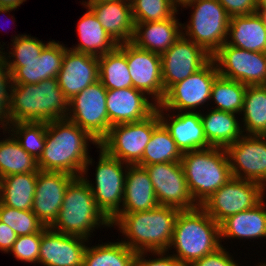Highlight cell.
I'll use <instances>...</instances> for the list:
<instances>
[{
	"instance_id": "obj_6",
	"label": "cell",
	"mask_w": 266,
	"mask_h": 266,
	"mask_svg": "<svg viewBox=\"0 0 266 266\" xmlns=\"http://www.w3.org/2000/svg\"><path fill=\"white\" fill-rule=\"evenodd\" d=\"M181 164L188 189L199 206L233 177L225 148L183 152Z\"/></svg>"
},
{
	"instance_id": "obj_16",
	"label": "cell",
	"mask_w": 266,
	"mask_h": 266,
	"mask_svg": "<svg viewBox=\"0 0 266 266\" xmlns=\"http://www.w3.org/2000/svg\"><path fill=\"white\" fill-rule=\"evenodd\" d=\"M144 167L149 173L159 205L180 210L199 206L188 189L181 162L155 163Z\"/></svg>"
},
{
	"instance_id": "obj_52",
	"label": "cell",
	"mask_w": 266,
	"mask_h": 266,
	"mask_svg": "<svg viewBox=\"0 0 266 266\" xmlns=\"http://www.w3.org/2000/svg\"><path fill=\"white\" fill-rule=\"evenodd\" d=\"M261 14L263 20H264V23H265V26H266V11H257Z\"/></svg>"
},
{
	"instance_id": "obj_15",
	"label": "cell",
	"mask_w": 266,
	"mask_h": 266,
	"mask_svg": "<svg viewBox=\"0 0 266 266\" xmlns=\"http://www.w3.org/2000/svg\"><path fill=\"white\" fill-rule=\"evenodd\" d=\"M225 150L234 178L260 183L266 189V136L243 134Z\"/></svg>"
},
{
	"instance_id": "obj_19",
	"label": "cell",
	"mask_w": 266,
	"mask_h": 266,
	"mask_svg": "<svg viewBox=\"0 0 266 266\" xmlns=\"http://www.w3.org/2000/svg\"><path fill=\"white\" fill-rule=\"evenodd\" d=\"M89 240L42 229L38 264L44 266H83V256Z\"/></svg>"
},
{
	"instance_id": "obj_9",
	"label": "cell",
	"mask_w": 266,
	"mask_h": 266,
	"mask_svg": "<svg viewBox=\"0 0 266 266\" xmlns=\"http://www.w3.org/2000/svg\"><path fill=\"white\" fill-rule=\"evenodd\" d=\"M95 182L82 175L92 190L98 208L111 221L121 210L128 164L108 155L101 147ZM95 184V185H94Z\"/></svg>"
},
{
	"instance_id": "obj_20",
	"label": "cell",
	"mask_w": 266,
	"mask_h": 266,
	"mask_svg": "<svg viewBox=\"0 0 266 266\" xmlns=\"http://www.w3.org/2000/svg\"><path fill=\"white\" fill-rule=\"evenodd\" d=\"M57 80L63 94L70 100L99 80L98 57L77 52L68 47L65 50Z\"/></svg>"
},
{
	"instance_id": "obj_45",
	"label": "cell",
	"mask_w": 266,
	"mask_h": 266,
	"mask_svg": "<svg viewBox=\"0 0 266 266\" xmlns=\"http://www.w3.org/2000/svg\"><path fill=\"white\" fill-rule=\"evenodd\" d=\"M237 261L222 245L215 252L194 261L190 266H240Z\"/></svg>"
},
{
	"instance_id": "obj_50",
	"label": "cell",
	"mask_w": 266,
	"mask_h": 266,
	"mask_svg": "<svg viewBox=\"0 0 266 266\" xmlns=\"http://www.w3.org/2000/svg\"><path fill=\"white\" fill-rule=\"evenodd\" d=\"M257 11H266V0H257Z\"/></svg>"
},
{
	"instance_id": "obj_17",
	"label": "cell",
	"mask_w": 266,
	"mask_h": 266,
	"mask_svg": "<svg viewBox=\"0 0 266 266\" xmlns=\"http://www.w3.org/2000/svg\"><path fill=\"white\" fill-rule=\"evenodd\" d=\"M160 56L165 92L201 69L212 58L201 46L183 35Z\"/></svg>"
},
{
	"instance_id": "obj_2",
	"label": "cell",
	"mask_w": 266,
	"mask_h": 266,
	"mask_svg": "<svg viewBox=\"0 0 266 266\" xmlns=\"http://www.w3.org/2000/svg\"><path fill=\"white\" fill-rule=\"evenodd\" d=\"M179 212L176 207L158 205L147 211L118 213L111 226L120 230L125 236L121 242L136 253L167 251Z\"/></svg>"
},
{
	"instance_id": "obj_44",
	"label": "cell",
	"mask_w": 266,
	"mask_h": 266,
	"mask_svg": "<svg viewBox=\"0 0 266 266\" xmlns=\"http://www.w3.org/2000/svg\"><path fill=\"white\" fill-rule=\"evenodd\" d=\"M153 256L150 259L149 254ZM148 255V256H147ZM148 257V258H147ZM147 258V259H146ZM155 258V259H154ZM149 259V260H148ZM134 266H186L167 251L158 252H138Z\"/></svg>"
},
{
	"instance_id": "obj_29",
	"label": "cell",
	"mask_w": 266,
	"mask_h": 266,
	"mask_svg": "<svg viewBox=\"0 0 266 266\" xmlns=\"http://www.w3.org/2000/svg\"><path fill=\"white\" fill-rule=\"evenodd\" d=\"M83 6L88 10L80 17L77 24L80 43L69 49L97 57L113 51L118 44L108 35L93 11L84 3Z\"/></svg>"
},
{
	"instance_id": "obj_13",
	"label": "cell",
	"mask_w": 266,
	"mask_h": 266,
	"mask_svg": "<svg viewBox=\"0 0 266 266\" xmlns=\"http://www.w3.org/2000/svg\"><path fill=\"white\" fill-rule=\"evenodd\" d=\"M218 74L246 86L266 85V53L247 51L226 42L212 55Z\"/></svg>"
},
{
	"instance_id": "obj_38",
	"label": "cell",
	"mask_w": 266,
	"mask_h": 266,
	"mask_svg": "<svg viewBox=\"0 0 266 266\" xmlns=\"http://www.w3.org/2000/svg\"><path fill=\"white\" fill-rule=\"evenodd\" d=\"M11 42V48L9 49L11 51L8 52L9 54L4 50V45H6L4 42L2 43L3 45H1L0 42V51L5 57L8 68L12 74L19 67H22V62H31L37 59V57H40L43 47L47 44L45 42L43 43V41L38 38L31 37V34L27 35L25 33L24 35H15Z\"/></svg>"
},
{
	"instance_id": "obj_10",
	"label": "cell",
	"mask_w": 266,
	"mask_h": 266,
	"mask_svg": "<svg viewBox=\"0 0 266 266\" xmlns=\"http://www.w3.org/2000/svg\"><path fill=\"white\" fill-rule=\"evenodd\" d=\"M265 193L260 183L232 177L200 206L220 225L228 217L256 206Z\"/></svg>"
},
{
	"instance_id": "obj_26",
	"label": "cell",
	"mask_w": 266,
	"mask_h": 266,
	"mask_svg": "<svg viewBox=\"0 0 266 266\" xmlns=\"http://www.w3.org/2000/svg\"><path fill=\"white\" fill-rule=\"evenodd\" d=\"M158 200L145 167L128 165L124 195L119 213H133L157 207Z\"/></svg>"
},
{
	"instance_id": "obj_11",
	"label": "cell",
	"mask_w": 266,
	"mask_h": 266,
	"mask_svg": "<svg viewBox=\"0 0 266 266\" xmlns=\"http://www.w3.org/2000/svg\"><path fill=\"white\" fill-rule=\"evenodd\" d=\"M218 75L216 64L211 58L201 69L172 85L159 106L174 112H200L202 105H206V102L208 105L210 101L212 86Z\"/></svg>"
},
{
	"instance_id": "obj_41",
	"label": "cell",
	"mask_w": 266,
	"mask_h": 266,
	"mask_svg": "<svg viewBox=\"0 0 266 266\" xmlns=\"http://www.w3.org/2000/svg\"><path fill=\"white\" fill-rule=\"evenodd\" d=\"M0 221L9 226L17 236L39 233L45 226L32 210H19L0 202Z\"/></svg>"
},
{
	"instance_id": "obj_7",
	"label": "cell",
	"mask_w": 266,
	"mask_h": 266,
	"mask_svg": "<svg viewBox=\"0 0 266 266\" xmlns=\"http://www.w3.org/2000/svg\"><path fill=\"white\" fill-rule=\"evenodd\" d=\"M188 7L192 12L182 35L212 56L227 41L230 16L218 0H195Z\"/></svg>"
},
{
	"instance_id": "obj_23",
	"label": "cell",
	"mask_w": 266,
	"mask_h": 266,
	"mask_svg": "<svg viewBox=\"0 0 266 266\" xmlns=\"http://www.w3.org/2000/svg\"><path fill=\"white\" fill-rule=\"evenodd\" d=\"M117 44L131 42L135 23L130 0L83 1Z\"/></svg>"
},
{
	"instance_id": "obj_34",
	"label": "cell",
	"mask_w": 266,
	"mask_h": 266,
	"mask_svg": "<svg viewBox=\"0 0 266 266\" xmlns=\"http://www.w3.org/2000/svg\"><path fill=\"white\" fill-rule=\"evenodd\" d=\"M136 255L121 241L87 245L83 266H134Z\"/></svg>"
},
{
	"instance_id": "obj_43",
	"label": "cell",
	"mask_w": 266,
	"mask_h": 266,
	"mask_svg": "<svg viewBox=\"0 0 266 266\" xmlns=\"http://www.w3.org/2000/svg\"><path fill=\"white\" fill-rule=\"evenodd\" d=\"M42 230L39 233L17 236L9 253L22 262L38 264Z\"/></svg>"
},
{
	"instance_id": "obj_24",
	"label": "cell",
	"mask_w": 266,
	"mask_h": 266,
	"mask_svg": "<svg viewBox=\"0 0 266 266\" xmlns=\"http://www.w3.org/2000/svg\"><path fill=\"white\" fill-rule=\"evenodd\" d=\"M67 48L59 41H47L40 57L31 62H22V67L12 74L13 84H38L46 79L57 78Z\"/></svg>"
},
{
	"instance_id": "obj_12",
	"label": "cell",
	"mask_w": 266,
	"mask_h": 266,
	"mask_svg": "<svg viewBox=\"0 0 266 266\" xmlns=\"http://www.w3.org/2000/svg\"><path fill=\"white\" fill-rule=\"evenodd\" d=\"M107 89L98 80L69 100L68 120L79 125L100 142L111 124L106 107Z\"/></svg>"
},
{
	"instance_id": "obj_25",
	"label": "cell",
	"mask_w": 266,
	"mask_h": 266,
	"mask_svg": "<svg viewBox=\"0 0 266 266\" xmlns=\"http://www.w3.org/2000/svg\"><path fill=\"white\" fill-rule=\"evenodd\" d=\"M178 20L175 14L162 21L135 23L131 42L140 49L161 55L182 36V23Z\"/></svg>"
},
{
	"instance_id": "obj_27",
	"label": "cell",
	"mask_w": 266,
	"mask_h": 266,
	"mask_svg": "<svg viewBox=\"0 0 266 266\" xmlns=\"http://www.w3.org/2000/svg\"><path fill=\"white\" fill-rule=\"evenodd\" d=\"M266 196L251 209L234 214L220 224V240L266 239Z\"/></svg>"
},
{
	"instance_id": "obj_46",
	"label": "cell",
	"mask_w": 266,
	"mask_h": 266,
	"mask_svg": "<svg viewBox=\"0 0 266 266\" xmlns=\"http://www.w3.org/2000/svg\"><path fill=\"white\" fill-rule=\"evenodd\" d=\"M227 14L232 16L249 15L257 12V0H218Z\"/></svg>"
},
{
	"instance_id": "obj_3",
	"label": "cell",
	"mask_w": 266,
	"mask_h": 266,
	"mask_svg": "<svg viewBox=\"0 0 266 266\" xmlns=\"http://www.w3.org/2000/svg\"><path fill=\"white\" fill-rule=\"evenodd\" d=\"M69 100L58 85L57 78L38 84H13L9 119L15 122H49L66 119Z\"/></svg>"
},
{
	"instance_id": "obj_18",
	"label": "cell",
	"mask_w": 266,
	"mask_h": 266,
	"mask_svg": "<svg viewBox=\"0 0 266 266\" xmlns=\"http://www.w3.org/2000/svg\"><path fill=\"white\" fill-rule=\"evenodd\" d=\"M74 178L64 172H38L32 212L45 227L57 219L66 188Z\"/></svg>"
},
{
	"instance_id": "obj_21",
	"label": "cell",
	"mask_w": 266,
	"mask_h": 266,
	"mask_svg": "<svg viewBox=\"0 0 266 266\" xmlns=\"http://www.w3.org/2000/svg\"><path fill=\"white\" fill-rule=\"evenodd\" d=\"M136 88L107 90L106 107L111 126L138 122L156 111L157 104Z\"/></svg>"
},
{
	"instance_id": "obj_32",
	"label": "cell",
	"mask_w": 266,
	"mask_h": 266,
	"mask_svg": "<svg viewBox=\"0 0 266 266\" xmlns=\"http://www.w3.org/2000/svg\"><path fill=\"white\" fill-rule=\"evenodd\" d=\"M6 131V132H5ZM0 140V179L8 175L38 173V160L27 153L7 130H3Z\"/></svg>"
},
{
	"instance_id": "obj_31",
	"label": "cell",
	"mask_w": 266,
	"mask_h": 266,
	"mask_svg": "<svg viewBox=\"0 0 266 266\" xmlns=\"http://www.w3.org/2000/svg\"><path fill=\"white\" fill-rule=\"evenodd\" d=\"M38 173L8 175L0 179V202L19 210H32Z\"/></svg>"
},
{
	"instance_id": "obj_48",
	"label": "cell",
	"mask_w": 266,
	"mask_h": 266,
	"mask_svg": "<svg viewBox=\"0 0 266 266\" xmlns=\"http://www.w3.org/2000/svg\"><path fill=\"white\" fill-rule=\"evenodd\" d=\"M26 0H0L1 4L5 8L17 9Z\"/></svg>"
},
{
	"instance_id": "obj_53",
	"label": "cell",
	"mask_w": 266,
	"mask_h": 266,
	"mask_svg": "<svg viewBox=\"0 0 266 266\" xmlns=\"http://www.w3.org/2000/svg\"><path fill=\"white\" fill-rule=\"evenodd\" d=\"M259 263H260V264H259ZM259 263H258V265H256V266H266V262H264V263H263V262H259Z\"/></svg>"
},
{
	"instance_id": "obj_14",
	"label": "cell",
	"mask_w": 266,
	"mask_h": 266,
	"mask_svg": "<svg viewBox=\"0 0 266 266\" xmlns=\"http://www.w3.org/2000/svg\"><path fill=\"white\" fill-rule=\"evenodd\" d=\"M117 47L126 55L132 87L144 92L159 105L166 93L162 83L161 56L140 49L132 42L121 43Z\"/></svg>"
},
{
	"instance_id": "obj_33",
	"label": "cell",
	"mask_w": 266,
	"mask_h": 266,
	"mask_svg": "<svg viewBox=\"0 0 266 266\" xmlns=\"http://www.w3.org/2000/svg\"><path fill=\"white\" fill-rule=\"evenodd\" d=\"M239 116L244 135L266 136V85L247 86Z\"/></svg>"
},
{
	"instance_id": "obj_37",
	"label": "cell",
	"mask_w": 266,
	"mask_h": 266,
	"mask_svg": "<svg viewBox=\"0 0 266 266\" xmlns=\"http://www.w3.org/2000/svg\"><path fill=\"white\" fill-rule=\"evenodd\" d=\"M246 89L245 84L218 75L214 80L210 95V100L216 105L213 109L240 115Z\"/></svg>"
},
{
	"instance_id": "obj_39",
	"label": "cell",
	"mask_w": 266,
	"mask_h": 266,
	"mask_svg": "<svg viewBox=\"0 0 266 266\" xmlns=\"http://www.w3.org/2000/svg\"><path fill=\"white\" fill-rule=\"evenodd\" d=\"M47 122H15L8 128L21 147L36 160L41 157L46 142Z\"/></svg>"
},
{
	"instance_id": "obj_30",
	"label": "cell",
	"mask_w": 266,
	"mask_h": 266,
	"mask_svg": "<svg viewBox=\"0 0 266 266\" xmlns=\"http://www.w3.org/2000/svg\"><path fill=\"white\" fill-rule=\"evenodd\" d=\"M208 111L206 114L200 111V118L205 138L211 147L226 148L243 135L240 118L236 117L239 114L216 109Z\"/></svg>"
},
{
	"instance_id": "obj_22",
	"label": "cell",
	"mask_w": 266,
	"mask_h": 266,
	"mask_svg": "<svg viewBox=\"0 0 266 266\" xmlns=\"http://www.w3.org/2000/svg\"><path fill=\"white\" fill-rule=\"evenodd\" d=\"M156 111L182 153L211 147L205 138L199 111L174 113L159 105Z\"/></svg>"
},
{
	"instance_id": "obj_49",
	"label": "cell",
	"mask_w": 266,
	"mask_h": 266,
	"mask_svg": "<svg viewBox=\"0 0 266 266\" xmlns=\"http://www.w3.org/2000/svg\"><path fill=\"white\" fill-rule=\"evenodd\" d=\"M174 7L178 10L181 6V8L184 9V7L192 2H194L195 0H171ZM179 7V8H178Z\"/></svg>"
},
{
	"instance_id": "obj_51",
	"label": "cell",
	"mask_w": 266,
	"mask_h": 266,
	"mask_svg": "<svg viewBox=\"0 0 266 266\" xmlns=\"http://www.w3.org/2000/svg\"><path fill=\"white\" fill-rule=\"evenodd\" d=\"M13 10L15 11V9L3 7L2 9H0V13L4 15L8 12L10 15V11H13Z\"/></svg>"
},
{
	"instance_id": "obj_8",
	"label": "cell",
	"mask_w": 266,
	"mask_h": 266,
	"mask_svg": "<svg viewBox=\"0 0 266 266\" xmlns=\"http://www.w3.org/2000/svg\"><path fill=\"white\" fill-rule=\"evenodd\" d=\"M160 123L158 112L155 111L142 121L111 126L108 134L99 142V147L123 163L137 165L142 160L153 130Z\"/></svg>"
},
{
	"instance_id": "obj_1",
	"label": "cell",
	"mask_w": 266,
	"mask_h": 266,
	"mask_svg": "<svg viewBox=\"0 0 266 266\" xmlns=\"http://www.w3.org/2000/svg\"><path fill=\"white\" fill-rule=\"evenodd\" d=\"M89 143L99 146L87 131L70 120L47 122L46 142L38 160V168L45 172H64L75 177L87 175L93 159Z\"/></svg>"
},
{
	"instance_id": "obj_40",
	"label": "cell",
	"mask_w": 266,
	"mask_h": 266,
	"mask_svg": "<svg viewBox=\"0 0 266 266\" xmlns=\"http://www.w3.org/2000/svg\"><path fill=\"white\" fill-rule=\"evenodd\" d=\"M134 23L155 22L179 14L171 0H130Z\"/></svg>"
},
{
	"instance_id": "obj_35",
	"label": "cell",
	"mask_w": 266,
	"mask_h": 266,
	"mask_svg": "<svg viewBox=\"0 0 266 266\" xmlns=\"http://www.w3.org/2000/svg\"><path fill=\"white\" fill-rule=\"evenodd\" d=\"M99 81L107 90L132 87L126 55L116 47L100 57Z\"/></svg>"
},
{
	"instance_id": "obj_28",
	"label": "cell",
	"mask_w": 266,
	"mask_h": 266,
	"mask_svg": "<svg viewBox=\"0 0 266 266\" xmlns=\"http://www.w3.org/2000/svg\"><path fill=\"white\" fill-rule=\"evenodd\" d=\"M226 43L247 51L266 53V26L261 14L230 17Z\"/></svg>"
},
{
	"instance_id": "obj_36",
	"label": "cell",
	"mask_w": 266,
	"mask_h": 266,
	"mask_svg": "<svg viewBox=\"0 0 266 266\" xmlns=\"http://www.w3.org/2000/svg\"><path fill=\"white\" fill-rule=\"evenodd\" d=\"M182 155L170 132L160 123L153 130L142 160L137 165L144 167L155 163L181 162Z\"/></svg>"
},
{
	"instance_id": "obj_4",
	"label": "cell",
	"mask_w": 266,
	"mask_h": 266,
	"mask_svg": "<svg viewBox=\"0 0 266 266\" xmlns=\"http://www.w3.org/2000/svg\"><path fill=\"white\" fill-rule=\"evenodd\" d=\"M222 245L220 225L198 206L190 210H180L167 252L170 251L172 256L190 266ZM172 248L175 251L172 252Z\"/></svg>"
},
{
	"instance_id": "obj_5",
	"label": "cell",
	"mask_w": 266,
	"mask_h": 266,
	"mask_svg": "<svg viewBox=\"0 0 266 266\" xmlns=\"http://www.w3.org/2000/svg\"><path fill=\"white\" fill-rule=\"evenodd\" d=\"M101 226L111 228V221L98 208L87 181L82 176L75 177L66 188L58 217L50 228L89 240Z\"/></svg>"
},
{
	"instance_id": "obj_47",
	"label": "cell",
	"mask_w": 266,
	"mask_h": 266,
	"mask_svg": "<svg viewBox=\"0 0 266 266\" xmlns=\"http://www.w3.org/2000/svg\"><path fill=\"white\" fill-rule=\"evenodd\" d=\"M17 235L9 226L0 221V252L9 253Z\"/></svg>"
},
{
	"instance_id": "obj_42",
	"label": "cell",
	"mask_w": 266,
	"mask_h": 266,
	"mask_svg": "<svg viewBox=\"0 0 266 266\" xmlns=\"http://www.w3.org/2000/svg\"><path fill=\"white\" fill-rule=\"evenodd\" d=\"M12 73L0 51V130H6L10 124L9 111L11 102Z\"/></svg>"
}]
</instances>
